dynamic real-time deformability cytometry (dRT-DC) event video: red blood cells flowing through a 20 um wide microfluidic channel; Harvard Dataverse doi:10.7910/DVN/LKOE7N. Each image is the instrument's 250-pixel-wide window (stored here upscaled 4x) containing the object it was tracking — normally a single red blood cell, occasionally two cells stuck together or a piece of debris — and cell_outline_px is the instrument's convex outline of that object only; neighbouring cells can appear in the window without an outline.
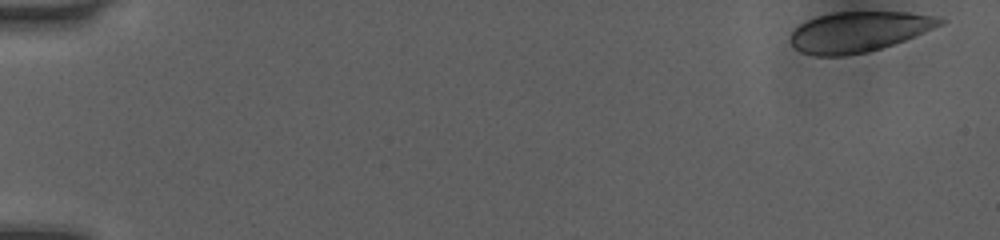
{"species": "human", "species_latin": "Homo sapiens", "temperature_condition": "room temperature", "stored_images_in_passage": 50, "camera_frame_rate_fps": 3000, "um_per_image_px": 0.085, "donor": {"sex": "female"}, "frame": {"image": 1, "passage_image": 1, "time_ms": 0.0, "image_size_px": [1000, 240], "cell_outline_px": [[948, 20], [944, 24], [904, 40], [868, 52], [844, 56], [816, 56], [800, 52], [788, 40], [792, 32], [800, 24], [816, 16], [832, 12], [908, 12], [940, 16]], "centroid_in_image_um": [73.01, 2.69], "position_along_channel_um": 12.0, "area_um2": 35.32}}
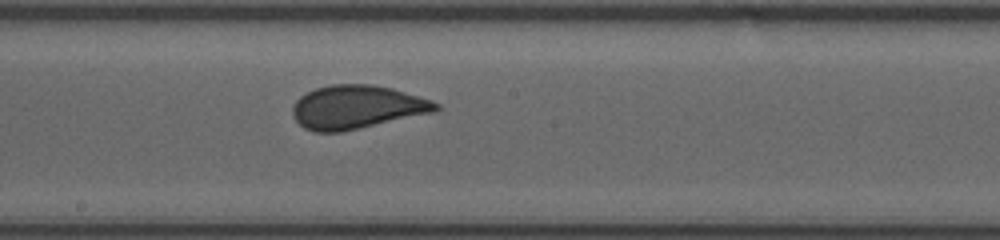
{"frame": {"image": 2, "passage_image": 28, "time_ms": 9.0, "image_size_px": [1000, 240], "cell_outline_px": [[440, 108], [436, 112], [360, 128], [340, 132], [316, 132], [304, 128], [292, 116], [292, 104], [300, 96], [316, 88], [332, 84], [372, 84], [392, 88], [432, 100], [440, 104]], "centroid_in_image_um": [30.34, 9.1], "position_along_channel_um": 217.9, "area_um2": 36.47}}
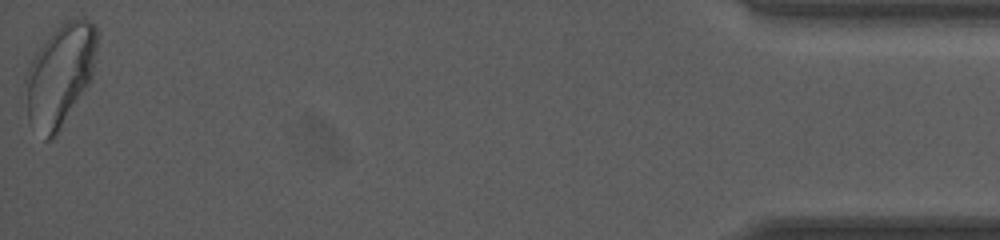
{"frame": {"image": 3, "passage_image": 50, "time_ms": 16.333, "image_size_px": [1000, 240], "cell_outline_px": [[96, 48], [92, 80], [56, 132], [48, 140], [44, 140], [28, 120], [24, 80], [28, 68], [32, 60], [40, 48], [52, 32], [60, 24], [68, 20], [88, 20], [96, 24]], "centroid_in_image_um": [5.09, 6.37], "position_along_channel_um": 430.1, "area_um2": 41.62}, "authors_computed_cell_mechanics": {"area_um2": 36.2695, "velocity_mm_per_s": 4.0569, "shape_relaxation_time_tau1_ms": 10.287, "shape_relaxation_time_tau2_ms": null, "deformation_change_tau1": 0.1545, "deformation_change_tau2": null}}